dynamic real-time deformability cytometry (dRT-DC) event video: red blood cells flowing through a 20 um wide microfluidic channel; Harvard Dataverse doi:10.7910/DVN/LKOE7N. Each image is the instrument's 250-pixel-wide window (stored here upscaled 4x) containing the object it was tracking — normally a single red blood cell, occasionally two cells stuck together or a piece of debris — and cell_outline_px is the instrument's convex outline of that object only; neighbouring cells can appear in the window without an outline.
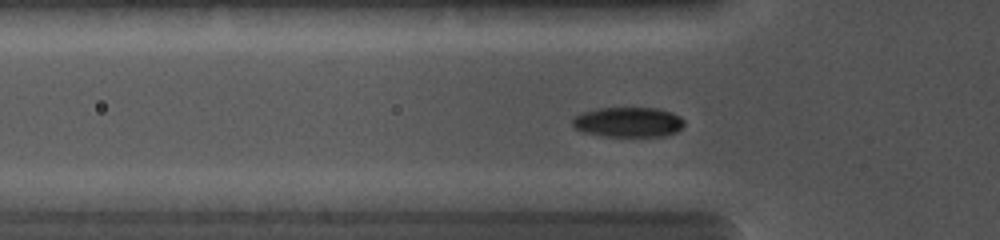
{"species": "common noctule bat (a hibernating species)", "species_latin": "Nyctalus noctula", "temperature_condition": "cold", "stored_images_in_passage": 15, "camera_frame_rate_fps": 5000, "um_per_image_px": 0.085, "animal": {"sex": "female", "body_mass_g": 19.0, "forearm_length_mm": 56.7}, "frame": {"image": 1, "passage_image": 11, "time_ms": 2.6, "image_size_px": [1000, 240], "cell_outline_px": [[684, 124], [676, 132], [664, 136], [604, 136], [580, 132], [572, 124], [572, 116], [580, 112], [600, 108], [660, 108], [672, 112], [680, 116], [684, 120]], "centroid_in_image_um": [53.37, 10.37], "position_along_channel_um": 72.4, "area_um2": 19.77}}